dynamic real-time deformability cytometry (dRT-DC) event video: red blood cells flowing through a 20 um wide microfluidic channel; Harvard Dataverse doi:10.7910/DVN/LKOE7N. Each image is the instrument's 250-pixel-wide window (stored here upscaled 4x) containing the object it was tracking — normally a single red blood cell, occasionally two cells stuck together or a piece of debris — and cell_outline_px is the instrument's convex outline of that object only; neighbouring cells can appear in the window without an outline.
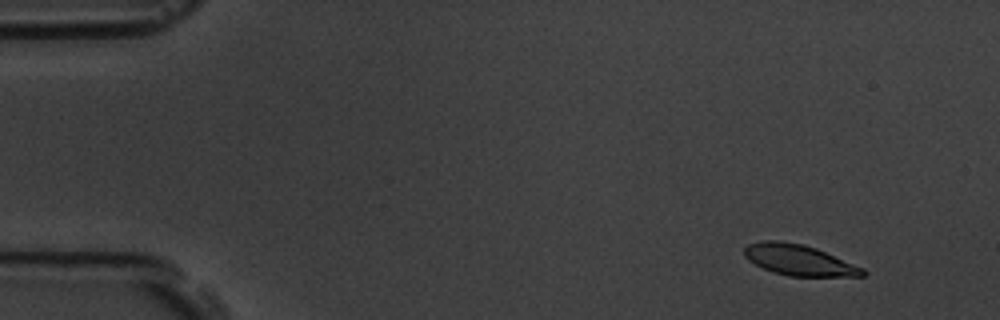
{"species": "common noctule bat (a hibernating species)", "species_latin": "Nyctalus noctula", "temperature_condition": "room temperature", "stored_images_in_passage": 5, "camera_frame_rate_fps": 3000, "um_per_image_px": 0.085, "animal": {"sex": "male", "body_mass_g": 19.5, "forearm_length_mm": 54.6}, "frame": {"image": 1, "passage_image": 2, "time_ms": 1.0, "image_size_px": [1000, 320], "cell_outline_px": [[868, 272], [864, 276], [788, 276], [764, 268], [748, 260], [744, 256], [744, 248], [748, 244], [764, 240], [776, 240], [804, 244], [816, 248], [864, 268]], "centroid_in_image_um": [67.93, 22.1], "position_along_channel_um": 17.1, "area_um2": 21.15}}